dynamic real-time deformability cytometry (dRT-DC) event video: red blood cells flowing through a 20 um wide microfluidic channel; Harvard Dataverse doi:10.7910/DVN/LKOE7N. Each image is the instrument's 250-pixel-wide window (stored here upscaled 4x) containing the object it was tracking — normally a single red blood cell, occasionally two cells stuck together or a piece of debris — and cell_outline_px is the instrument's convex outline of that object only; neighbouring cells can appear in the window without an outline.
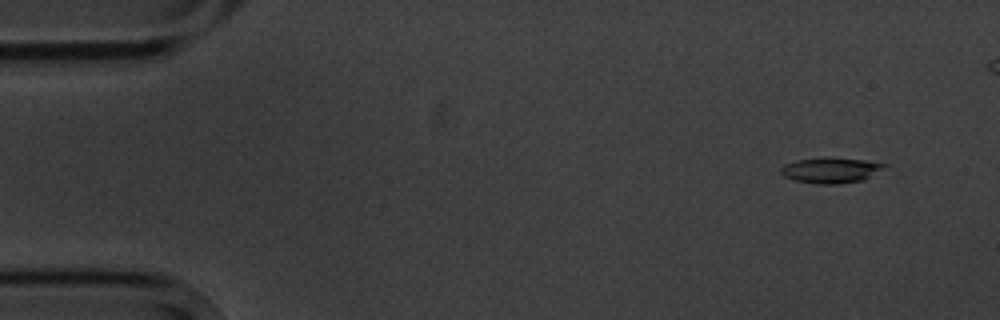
{"species": "common noctule bat (a hibernating species)", "species_latin": "Nyctalus noctula", "temperature_condition": "cold", "stored_images_in_passage": 3, "camera_frame_rate_fps": 3000, "um_per_image_px": 0.085, "animal": {"sex": "male", "body_mass_g": 20.1, "forearm_length_mm": 53.5}, "frame": {"image": 1, "passage_image": 1, "time_ms": 0.0, "image_size_px": [1000, 320], "cell_outline_px": [[888, 164], [864, 180], [840, 184], [816, 184], [796, 180], [784, 176], [780, 172], [780, 168], [784, 164], [796, 160], [828, 156], [864, 160]], "centroid_in_image_um": [70.58, 14.46], "position_along_channel_um": 14.4, "area_um2": 15.49}}